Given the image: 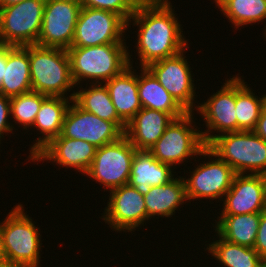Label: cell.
<instances>
[{"instance_id": "6da1fadb", "label": "cell", "mask_w": 266, "mask_h": 267, "mask_svg": "<svg viewBox=\"0 0 266 267\" xmlns=\"http://www.w3.org/2000/svg\"><path fill=\"white\" fill-rule=\"evenodd\" d=\"M171 3L141 0L129 24L139 27L137 48L141 67L186 50L188 44ZM132 19V22H131Z\"/></svg>"}, {"instance_id": "7a4b0ae2", "label": "cell", "mask_w": 266, "mask_h": 267, "mask_svg": "<svg viewBox=\"0 0 266 267\" xmlns=\"http://www.w3.org/2000/svg\"><path fill=\"white\" fill-rule=\"evenodd\" d=\"M126 43H109L90 47H70L67 53L75 86L82 79L100 83L120 74L130 63ZM100 80V81H99Z\"/></svg>"}, {"instance_id": "3957f363", "label": "cell", "mask_w": 266, "mask_h": 267, "mask_svg": "<svg viewBox=\"0 0 266 267\" xmlns=\"http://www.w3.org/2000/svg\"><path fill=\"white\" fill-rule=\"evenodd\" d=\"M207 147L236 174L266 175V141L253 131L211 134Z\"/></svg>"}, {"instance_id": "277c9868", "label": "cell", "mask_w": 266, "mask_h": 267, "mask_svg": "<svg viewBox=\"0 0 266 267\" xmlns=\"http://www.w3.org/2000/svg\"><path fill=\"white\" fill-rule=\"evenodd\" d=\"M32 91L65 97L74 88L66 49L29 45Z\"/></svg>"}, {"instance_id": "5b68a950", "label": "cell", "mask_w": 266, "mask_h": 267, "mask_svg": "<svg viewBox=\"0 0 266 267\" xmlns=\"http://www.w3.org/2000/svg\"><path fill=\"white\" fill-rule=\"evenodd\" d=\"M31 217L24 213L21 204L16 205L3 223L0 231L7 262L38 267L42 247L38 230Z\"/></svg>"}, {"instance_id": "8992f818", "label": "cell", "mask_w": 266, "mask_h": 267, "mask_svg": "<svg viewBox=\"0 0 266 267\" xmlns=\"http://www.w3.org/2000/svg\"><path fill=\"white\" fill-rule=\"evenodd\" d=\"M45 0H24L0 8V43L7 46L37 45Z\"/></svg>"}, {"instance_id": "52a82bcc", "label": "cell", "mask_w": 266, "mask_h": 267, "mask_svg": "<svg viewBox=\"0 0 266 267\" xmlns=\"http://www.w3.org/2000/svg\"><path fill=\"white\" fill-rule=\"evenodd\" d=\"M192 112L174 119L166 128L163 135L148 150L155 159L173 167L192 156H202L201 151L206 147L201 131L192 125ZM197 130V131H196ZM184 160V161H183Z\"/></svg>"}, {"instance_id": "ba28073f", "label": "cell", "mask_w": 266, "mask_h": 267, "mask_svg": "<svg viewBox=\"0 0 266 267\" xmlns=\"http://www.w3.org/2000/svg\"><path fill=\"white\" fill-rule=\"evenodd\" d=\"M136 150L123 135L117 141L97 148L86 175L110 190L127 185Z\"/></svg>"}, {"instance_id": "9c48e42d", "label": "cell", "mask_w": 266, "mask_h": 267, "mask_svg": "<svg viewBox=\"0 0 266 267\" xmlns=\"http://www.w3.org/2000/svg\"><path fill=\"white\" fill-rule=\"evenodd\" d=\"M127 22L118 14L83 7L80 10L71 47H90L109 43H125Z\"/></svg>"}, {"instance_id": "30bf717a", "label": "cell", "mask_w": 266, "mask_h": 267, "mask_svg": "<svg viewBox=\"0 0 266 267\" xmlns=\"http://www.w3.org/2000/svg\"><path fill=\"white\" fill-rule=\"evenodd\" d=\"M82 5L76 0H45L38 46L69 49Z\"/></svg>"}, {"instance_id": "8fae6325", "label": "cell", "mask_w": 266, "mask_h": 267, "mask_svg": "<svg viewBox=\"0 0 266 267\" xmlns=\"http://www.w3.org/2000/svg\"><path fill=\"white\" fill-rule=\"evenodd\" d=\"M204 157H215L209 162L200 163L192 171L191 177L185 180L186 196L188 200L222 199L231 188L236 173L224 160H221L207 146L201 151Z\"/></svg>"}, {"instance_id": "7c38bea8", "label": "cell", "mask_w": 266, "mask_h": 267, "mask_svg": "<svg viewBox=\"0 0 266 267\" xmlns=\"http://www.w3.org/2000/svg\"><path fill=\"white\" fill-rule=\"evenodd\" d=\"M72 102L64 118L61 132L63 137L86 141L99 148L124 135L113 122L100 119Z\"/></svg>"}, {"instance_id": "4fadbf2b", "label": "cell", "mask_w": 266, "mask_h": 267, "mask_svg": "<svg viewBox=\"0 0 266 267\" xmlns=\"http://www.w3.org/2000/svg\"><path fill=\"white\" fill-rule=\"evenodd\" d=\"M184 51L153 62L146 68L187 112L193 113L196 89Z\"/></svg>"}, {"instance_id": "5bb4252c", "label": "cell", "mask_w": 266, "mask_h": 267, "mask_svg": "<svg viewBox=\"0 0 266 267\" xmlns=\"http://www.w3.org/2000/svg\"><path fill=\"white\" fill-rule=\"evenodd\" d=\"M104 210L102 219L119 232L134 231L147 220L144 195L129 184L110 190Z\"/></svg>"}, {"instance_id": "9a60e30c", "label": "cell", "mask_w": 266, "mask_h": 267, "mask_svg": "<svg viewBox=\"0 0 266 267\" xmlns=\"http://www.w3.org/2000/svg\"><path fill=\"white\" fill-rule=\"evenodd\" d=\"M236 77L226 80L220 90L213 93L209 99L198 105V112L203 116L208 128L201 135L205 145L210 143V133L212 130L221 132H237L236 117Z\"/></svg>"}, {"instance_id": "2e32d148", "label": "cell", "mask_w": 266, "mask_h": 267, "mask_svg": "<svg viewBox=\"0 0 266 267\" xmlns=\"http://www.w3.org/2000/svg\"><path fill=\"white\" fill-rule=\"evenodd\" d=\"M221 214H250L266 210V177L260 174H236L224 195Z\"/></svg>"}, {"instance_id": "e0dca14e", "label": "cell", "mask_w": 266, "mask_h": 267, "mask_svg": "<svg viewBox=\"0 0 266 267\" xmlns=\"http://www.w3.org/2000/svg\"><path fill=\"white\" fill-rule=\"evenodd\" d=\"M97 147L86 141L70 139L61 134L52 139L31 160L53 161L62 167L75 168L84 174L89 170Z\"/></svg>"}, {"instance_id": "ac0fdd59", "label": "cell", "mask_w": 266, "mask_h": 267, "mask_svg": "<svg viewBox=\"0 0 266 267\" xmlns=\"http://www.w3.org/2000/svg\"><path fill=\"white\" fill-rule=\"evenodd\" d=\"M174 119L171 114L141 108L128 122L124 135L137 150H149Z\"/></svg>"}, {"instance_id": "d6986e66", "label": "cell", "mask_w": 266, "mask_h": 267, "mask_svg": "<svg viewBox=\"0 0 266 267\" xmlns=\"http://www.w3.org/2000/svg\"><path fill=\"white\" fill-rule=\"evenodd\" d=\"M74 93L75 92L69 97L48 96L42 102L40 110L35 117L33 127L38 128L41 132L40 134H43V137H38V140H36L35 144L31 147L29 153L30 160L52 139L61 134L64 118L70 103L73 101Z\"/></svg>"}, {"instance_id": "ffe728a7", "label": "cell", "mask_w": 266, "mask_h": 267, "mask_svg": "<svg viewBox=\"0 0 266 267\" xmlns=\"http://www.w3.org/2000/svg\"><path fill=\"white\" fill-rule=\"evenodd\" d=\"M172 170V166L161 163L148 150H136L128 184L145 195L152 186H161L173 180Z\"/></svg>"}, {"instance_id": "44dd1931", "label": "cell", "mask_w": 266, "mask_h": 267, "mask_svg": "<svg viewBox=\"0 0 266 267\" xmlns=\"http://www.w3.org/2000/svg\"><path fill=\"white\" fill-rule=\"evenodd\" d=\"M132 65L104 83L118 116L126 124L142 108L138 95V75L132 71Z\"/></svg>"}, {"instance_id": "7402d4cb", "label": "cell", "mask_w": 266, "mask_h": 267, "mask_svg": "<svg viewBox=\"0 0 266 267\" xmlns=\"http://www.w3.org/2000/svg\"><path fill=\"white\" fill-rule=\"evenodd\" d=\"M32 91L29 63V45H6V69L0 94L13 97Z\"/></svg>"}, {"instance_id": "603a6c76", "label": "cell", "mask_w": 266, "mask_h": 267, "mask_svg": "<svg viewBox=\"0 0 266 267\" xmlns=\"http://www.w3.org/2000/svg\"><path fill=\"white\" fill-rule=\"evenodd\" d=\"M140 75L138 95L142 108L162 111L171 114L175 119L187 113L146 67H141Z\"/></svg>"}, {"instance_id": "cb8c5ba5", "label": "cell", "mask_w": 266, "mask_h": 267, "mask_svg": "<svg viewBox=\"0 0 266 267\" xmlns=\"http://www.w3.org/2000/svg\"><path fill=\"white\" fill-rule=\"evenodd\" d=\"M147 221L152 216L170 217L176 208L187 201L184 178L179 177L161 186H152L144 195Z\"/></svg>"}, {"instance_id": "d4e9b609", "label": "cell", "mask_w": 266, "mask_h": 267, "mask_svg": "<svg viewBox=\"0 0 266 267\" xmlns=\"http://www.w3.org/2000/svg\"><path fill=\"white\" fill-rule=\"evenodd\" d=\"M215 232L226 241L253 248L260 223V213L220 214Z\"/></svg>"}, {"instance_id": "484cf974", "label": "cell", "mask_w": 266, "mask_h": 267, "mask_svg": "<svg viewBox=\"0 0 266 267\" xmlns=\"http://www.w3.org/2000/svg\"><path fill=\"white\" fill-rule=\"evenodd\" d=\"M88 89L74 93L73 101L83 110L93 113L100 119L113 122L123 133L127 124L118 116L109 92L103 83H91Z\"/></svg>"}, {"instance_id": "4316f807", "label": "cell", "mask_w": 266, "mask_h": 267, "mask_svg": "<svg viewBox=\"0 0 266 267\" xmlns=\"http://www.w3.org/2000/svg\"><path fill=\"white\" fill-rule=\"evenodd\" d=\"M219 239L208 244L207 250L224 267H262L263 258L254 248Z\"/></svg>"}, {"instance_id": "83f0119b", "label": "cell", "mask_w": 266, "mask_h": 267, "mask_svg": "<svg viewBox=\"0 0 266 267\" xmlns=\"http://www.w3.org/2000/svg\"><path fill=\"white\" fill-rule=\"evenodd\" d=\"M265 103L266 95L258 99L244 80L236 76L237 131H253Z\"/></svg>"}, {"instance_id": "f1b7e54d", "label": "cell", "mask_w": 266, "mask_h": 267, "mask_svg": "<svg viewBox=\"0 0 266 267\" xmlns=\"http://www.w3.org/2000/svg\"><path fill=\"white\" fill-rule=\"evenodd\" d=\"M236 28L266 19V0H214Z\"/></svg>"}, {"instance_id": "f546056e", "label": "cell", "mask_w": 266, "mask_h": 267, "mask_svg": "<svg viewBox=\"0 0 266 267\" xmlns=\"http://www.w3.org/2000/svg\"><path fill=\"white\" fill-rule=\"evenodd\" d=\"M47 97V95L35 91L10 97L11 115L16 121L15 123L18 122L26 130L32 127L42 102Z\"/></svg>"}, {"instance_id": "4dcf8cb0", "label": "cell", "mask_w": 266, "mask_h": 267, "mask_svg": "<svg viewBox=\"0 0 266 267\" xmlns=\"http://www.w3.org/2000/svg\"><path fill=\"white\" fill-rule=\"evenodd\" d=\"M140 1L141 0H84L81 5L83 7L114 12L128 23Z\"/></svg>"}, {"instance_id": "1f68e13d", "label": "cell", "mask_w": 266, "mask_h": 267, "mask_svg": "<svg viewBox=\"0 0 266 267\" xmlns=\"http://www.w3.org/2000/svg\"><path fill=\"white\" fill-rule=\"evenodd\" d=\"M8 116H11L10 97L0 94V139L4 133L12 132L14 128V126L10 125L7 121L9 120Z\"/></svg>"}, {"instance_id": "d6a6232c", "label": "cell", "mask_w": 266, "mask_h": 267, "mask_svg": "<svg viewBox=\"0 0 266 267\" xmlns=\"http://www.w3.org/2000/svg\"><path fill=\"white\" fill-rule=\"evenodd\" d=\"M253 248L262 258H266V210L260 213V223Z\"/></svg>"}, {"instance_id": "836d02e7", "label": "cell", "mask_w": 266, "mask_h": 267, "mask_svg": "<svg viewBox=\"0 0 266 267\" xmlns=\"http://www.w3.org/2000/svg\"><path fill=\"white\" fill-rule=\"evenodd\" d=\"M253 132L266 141V103L262 108L260 117Z\"/></svg>"}, {"instance_id": "e575fe53", "label": "cell", "mask_w": 266, "mask_h": 267, "mask_svg": "<svg viewBox=\"0 0 266 267\" xmlns=\"http://www.w3.org/2000/svg\"><path fill=\"white\" fill-rule=\"evenodd\" d=\"M6 69V45L0 46V86Z\"/></svg>"}, {"instance_id": "d590c367", "label": "cell", "mask_w": 266, "mask_h": 267, "mask_svg": "<svg viewBox=\"0 0 266 267\" xmlns=\"http://www.w3.org/2000/svg\"><path fill=\"white\" fill-rule=\"evenodd\" d=\"M4 262H7V260H6V255L4 251V246H3L2 234L0 231V264Z\"/></svg>"}, {"instance_id": "8d00e7d4", "label": "cell", "mask_w": 266, "mask_h": 267, "mask_svg": "<svg viewBox=\"0 0 266 267\" xmlns=\"http://www.w3.org/2000/svg\"><path fill=\"white\" fill-rule=\"evenodd\" d=\"M24 0H0V8L18 4Z\"/></svg>"}, {"instance_id": "74e56055", "label": "cell", "mask_w": 266, "mask_h": 267, "mask_svg": "<svg viewBox=\"0 0 266 267\" xmlns=\"http://www.w3.org/2000/svg\"><path fill=\"white\" fill-rule=\"evenodd\" d=\"M0 267H32V266L10 263V262H4V263L0 264Z\"/></svg>"}, {"instance_id": "f35d334b", "label": "cell", "mask_w": 266, "mask_h": 267, "mask_svg": "<svg viewBox=\"0 0 266 267\" xmlns=\"http://www.w3.org/2000/svg\"><path fill=\"white\" fill-rule=\"evenodd\" d=\"M143 1H151V2H168V0H143Z\"/></svg>"}, {"instance_id": "ab89813d", "label": "cell", "mask_w": 266, "mask_h": 267, "mask_svg": "<svg viewBox=\"0 0 266 267\" xmlns=\"http://www.w3.org/2000/svg\"><path fill=\"white\" fill-rule=\"evenodd\" d=\"M262 267H266V258H263Z\"/></svg>"}, {"instance_id": "60d3db41", "label": "cell", "mask_w": 266, "mask_h": 267, "mask_svg": "<svg viewBox=\"0 0 266 267\" xmlns=\"http://www.w3.org/2000/svg\"><path fill=\"white\" fill-rule=\"evenodd\" d=\"M77 2H79L80 4L84 1V0H76Z\"/></svg>"}]
</instances>
